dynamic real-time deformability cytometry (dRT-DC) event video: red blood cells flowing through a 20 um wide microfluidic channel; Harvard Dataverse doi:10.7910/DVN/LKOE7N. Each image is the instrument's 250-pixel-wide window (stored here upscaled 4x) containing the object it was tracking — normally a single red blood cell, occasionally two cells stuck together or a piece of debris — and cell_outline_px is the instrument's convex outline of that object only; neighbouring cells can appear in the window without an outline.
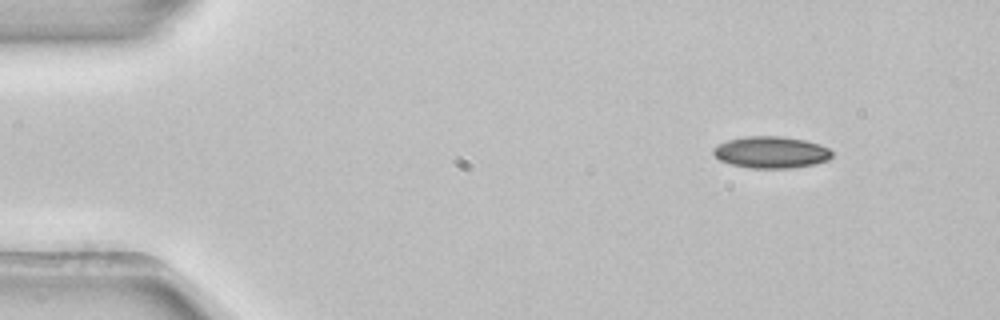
{"species": "common noctule bat (a hibernating species)", "species_latin": "Nyctalus noctula", "temperature_condition": "room temperature", "stored_images_in_passage": 3, "camera_frame_rate_fps": 3000, "um_per_image_px": 0.085, "animal": {"sex": "female", "body_mass_g": 22.7, "forearm_length_mm": 54.2}, "frame": {"image": 1, "passage_image": 1, "time_ms": 0.0, "image_size_px": [1000, 320], "cell_outline_px": [[832, 156], [828, 160], [812, 164], [792, 168], [748, 168], [732, 164], [720, 160], [712, 152], [712, 148], [716, 144], [728, 140], [744, 136], [780, 136], [804, 140], [820, 144], [828, 148], [832, 152]], "centroid_in_image_um": [65.51, 12.94], "position_along_channel_um": 19.5, "area_um2": 21.96}}